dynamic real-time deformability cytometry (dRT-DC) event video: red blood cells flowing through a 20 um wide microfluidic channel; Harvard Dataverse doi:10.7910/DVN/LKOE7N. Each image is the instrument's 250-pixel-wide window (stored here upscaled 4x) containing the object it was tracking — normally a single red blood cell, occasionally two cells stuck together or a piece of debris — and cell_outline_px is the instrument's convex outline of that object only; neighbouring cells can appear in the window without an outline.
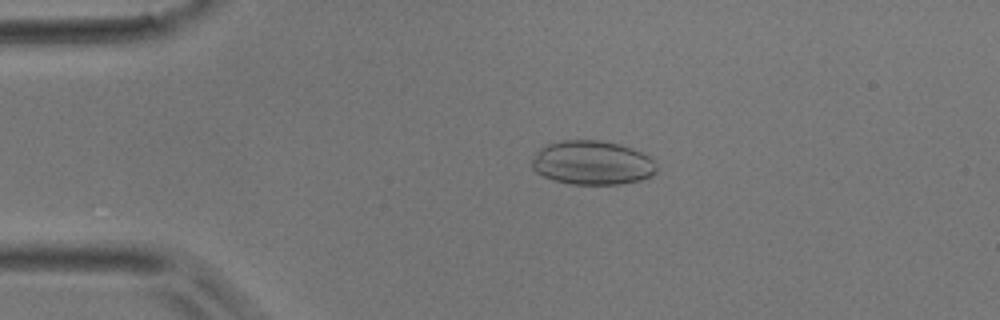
{"species": "common noctule bat (a hibernating species)", "species_latin": "Nyctalus noctula", "temperature_condition": "room temperature", "stored_images_in_passage": 44, "camera_frame_rate_fps": 3000, "um_per_image_px": 0.085, "animal": {"sex": "male", "body_mass_g": 17.9}, "frame": {"image": 1, "passage_image": 9, "time_ms": 2.667, "image_size_px": [1000, 320], "cell_outline_px": [[656, 172], [652, 176], [640, 180], [620, 184], [572, 184], [556, 180], [544, 176], [536, 172], [532, 168], [532, 160], [536, 152], [540, 148], [548, 144], [560, 140], [596, 140], [620, 144], [632, 148], [648, 156], [656, 164]], "centroid_in_image_um": [50.34, 13.83], "position_along_channel_um": 34.7, "area_um2": 31.91}}
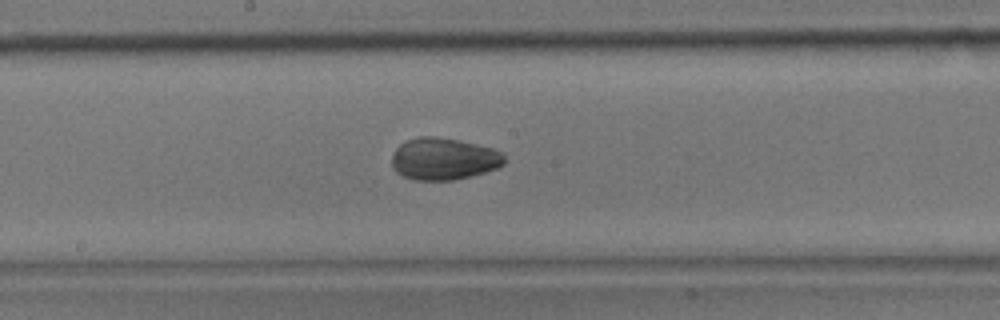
{"frame": {"image": 2, "passage_image": 23, "time_ms": 7.333, "image_size_px": [1000, 320], "cell_outline_px": [[504, 164], [496, 168], [472, 176], [452, 180], [416, 180], [404, 176], [396, 172], [392, 168], [392, 156], [396, 148], [400, 144], [408, 140], [420, 136], [436, 136], [476, 144], [492, 148], [504, 152]], "centroid_in_image_um": [37.71, 13.5], "position_along_channel_um": 210.5, "area_um2": 27.51}}
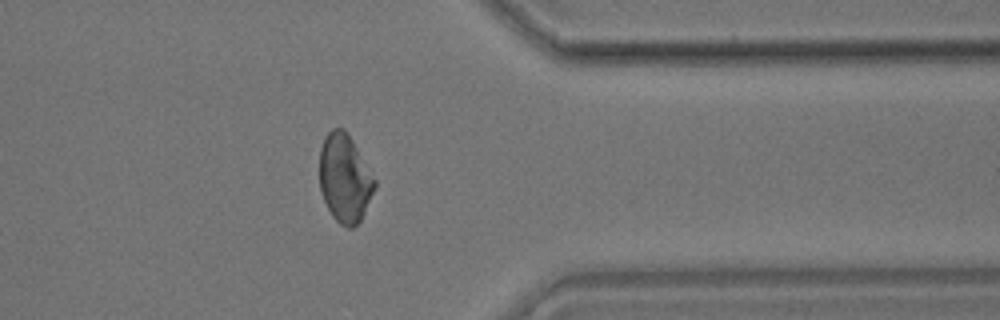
{"frame": {"image": 3, "passage_image": 35, "time_ms": 11.333, "image_size_px": [1000, 320], "cell_outline_px": [[376, 184], [364, 212], [360, 220], [352, 228], [348, 228], [340, 224], [332, 216], [320, 192], [320, 148], [324, 136], [332, 128], [344, 128], [352, 140], [376, 180]], "centroid_in_image_um": [29.28, 15.14], "position_along_channel_um": 382.1, "area_um2": 28.09}}